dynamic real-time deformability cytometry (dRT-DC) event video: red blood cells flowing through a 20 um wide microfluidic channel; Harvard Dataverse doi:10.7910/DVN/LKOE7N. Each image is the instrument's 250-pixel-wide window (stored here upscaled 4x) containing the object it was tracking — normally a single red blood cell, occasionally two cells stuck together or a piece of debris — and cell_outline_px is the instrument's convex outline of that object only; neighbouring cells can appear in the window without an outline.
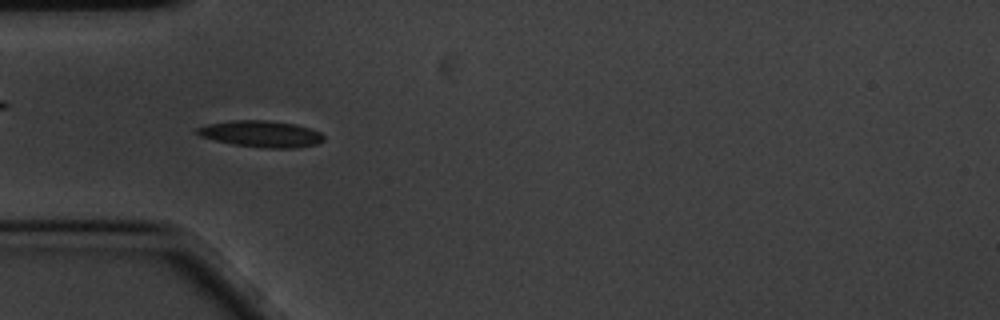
{"species": "common noctule bat (a hibernating species)", "species_latin": "Nyctalus noctula", "temperature_condition": "cold", "stored_images_in_passage": 40, "camera_frame_rate_fps": 3000, "um_per_image_px": 0.085, "animal": {"sex": "male", "body_mass_g": 20.1, "forearm_length_mm": 53.5}, "frame": {"image": 1, "passage_image": 5, "time_ms": 1.333, "image_size_px": [1000, 320], "cell_outline_px": [[324, 140], [316, 144], [292, 148], [264, 148], [232, 144], [200, 136], [196, 132], [196, 128], [208, 124], [232, 120], [268, 120], [296, 124], [320, 132], [324, 136]], "centroid_in_image_um": [22.2, 11.38], "position_along_channel_um": 62.8, "area_um2": 19.42}}
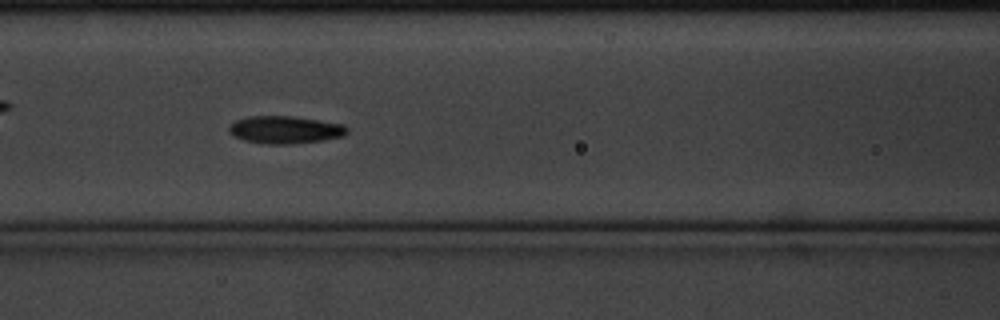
{"frame": {"image": 2, "passage_image": 12, "time_ms": 3.667, "image_size_px": [1000, 320], "cell_outline_px": [[348, 132], [344, 136], [320, 140], [288, 144], [268, 144], [244, 140], [228, 132], [228, 128], [236, 120], [248, 116], [292, 116], [344, 124], [348, 128]], "centroid_in_image_um": [24.24, 11.02], "position_along_channel_um": 142.4, "area_um2": 18.79}}
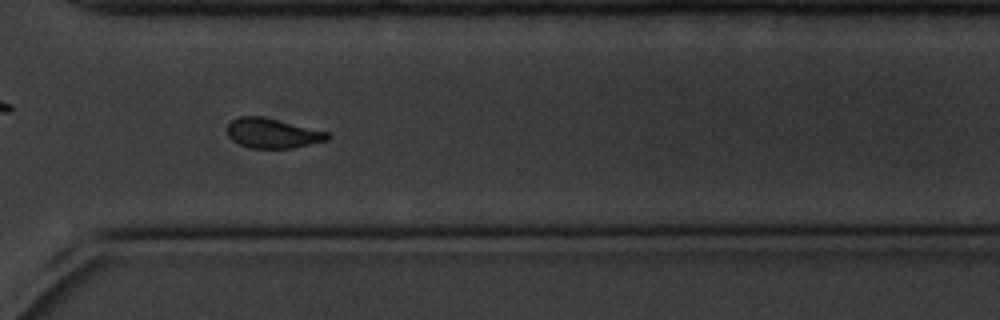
{"frame": {"image": 3, "passage_image": 30, "time_ms": 9.667, "image_size_px": [1000, 320], "cell_outline_px": [[332, 136], [328, 140], [292, 148], [252, 148], [240, 144], [232, 140], [228, 136], [228, 124], [232, 120], [240, 116], [260, 116], [328, 132]], "centroid_in_image_um": [23.17, 11.33], "position_along_channel_um": 347.4, "area_um2": 17.17}, "authors_computed_cell_mechanics": {"area_um2": 18.0625, "velocity_mm_per_s": 3.4258, "shape_relaxation_time_tau1_ms": 3.1007, "shape_relaxation_time_tau2_ms": null, "deformation_change_tau1": 0.1195, "deformation_change_tau2": null}}